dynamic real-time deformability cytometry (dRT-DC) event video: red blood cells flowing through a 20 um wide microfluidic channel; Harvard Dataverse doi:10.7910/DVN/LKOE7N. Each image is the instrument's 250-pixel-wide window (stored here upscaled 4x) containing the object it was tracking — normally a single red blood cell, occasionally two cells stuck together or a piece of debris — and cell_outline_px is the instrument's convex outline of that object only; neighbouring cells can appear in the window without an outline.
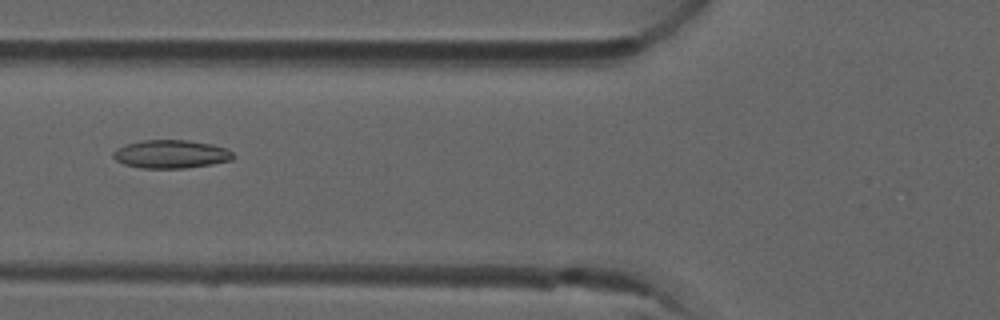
{"species": "common noctule bat (a hibernating species)", "species_latin": "Nyctalus noctula", "temperature_condition": "room temperature", "stored_images_in_passage": 6, "camera_frame_rate_fps": 3000, "um_per_image_px": 0.085, "animal": {"sex": "male", "forearm_length_mm": 52.5}, "frame": {"image": 1, "passage_image": 5, "time_ms": 1.333, "image_size_px": [1000, 320], "cell_outline_px": [[232, 160], [212, 164], [184, 168], [140, 168], [124, 164], [116, 160], [112, 156], [112, 152], [116, 148], [124, 144], [144, 140], [188, 140], [212, 144], [224, 148], [232, 152]], "centroid_in_image_um": [14.48, 13.1], "position_along_channel_um": 111.3, "area_um2": 19.77}}
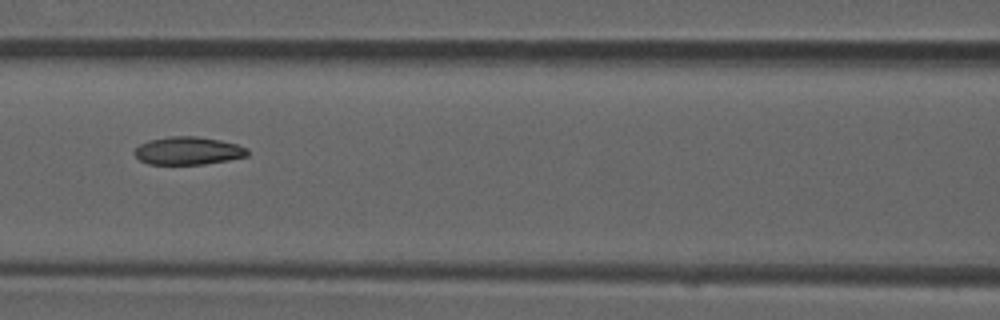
{"frame": {"image": 2, "passage_image": 6, "time_ms": 1.667, "image_size_px": [1000, 320], "cell_outline_px": [[248, 156], [228, 160], [204, 164], [148, 164], [140, 160], [132, 152], [140, 144], [148, 140], [168, 136], [196, 136], [220, 140], [236, 144], [248, 148]], "centroid_in_image_um": [15.97, 12.81], "position_along_channel_um": 150.6, "area_um2": 18.44}}